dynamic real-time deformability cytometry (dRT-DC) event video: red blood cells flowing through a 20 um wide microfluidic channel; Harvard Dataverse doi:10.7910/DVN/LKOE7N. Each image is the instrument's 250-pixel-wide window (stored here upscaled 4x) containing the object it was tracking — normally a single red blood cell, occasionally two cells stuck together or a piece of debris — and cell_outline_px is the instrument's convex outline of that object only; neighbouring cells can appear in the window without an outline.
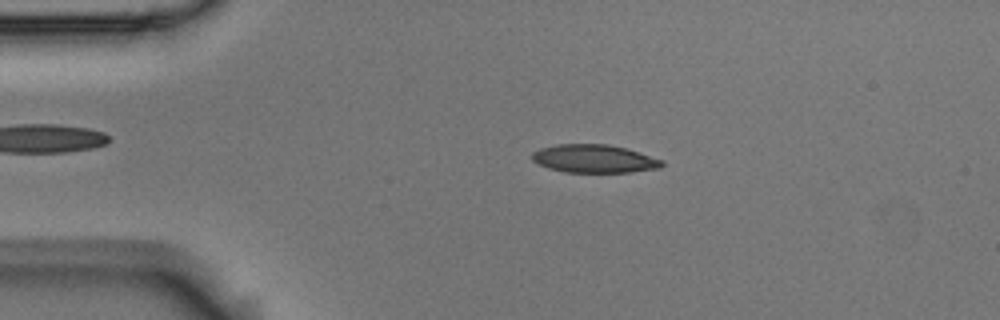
{"species": "Egyptian fruit bat (a non-hibernating species)", "species_latin": "Rousettus aegyptiacus", "temperature_condition": "room temperature", "stored_images_in_passage": 53, "camera_frame_rate_fps": 3000, "um_per_image_px": 0.085, "animal": {"sex": "male"}, "frame": {"image": 1, "passage_image": 10, "time_ms": 3.0, "image_size_px": [1000, 320], "cell_outline_px": [[664, 164], [660, 168], [632, 172], [564, 172], [548, 168], [532, 160], [532, 152], [540, 148], [556, 144], [608, 144], [624, 148], [664, 160]], "centroid_in_image_um": [50.5, 13.49], "position_along_channel_um": 34.5, "area_um2": 21.27}}
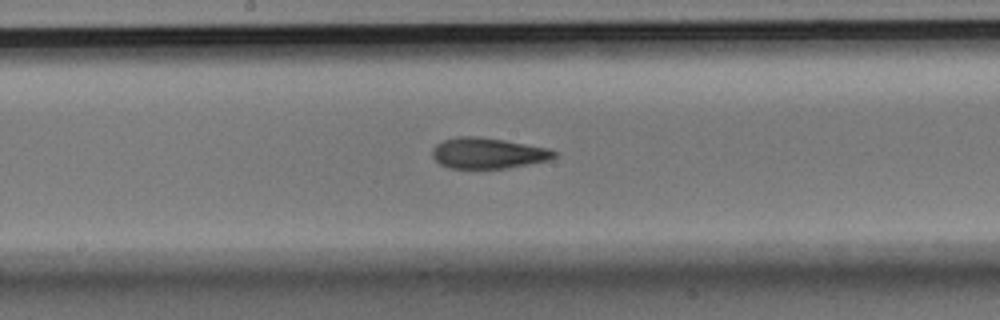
{"frame": {"image": 2, "passage_image": 27, "time_ms": 8.667, "image_size_px": [1000, 320], "cell_outline_px": [[556, 156], [548, 160], [508, 168], [448, 168], [440, 164], [432, 156], [432, 148], [436, 144], [444, 140], [456, 136], [480, 136], [504, 140], [548, 148], [556, 152]], "centroid_in_image_um": [41.44, 13.01], "position_along_channel_um": 206.8, "area_um2": 21.85}}
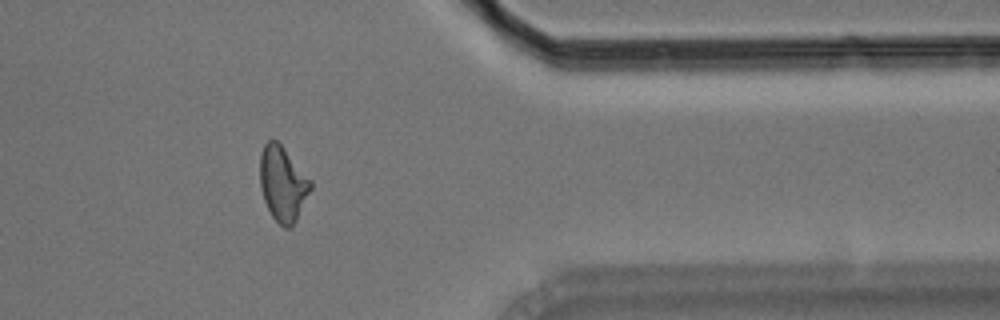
{"frame": {"image": 3, "passage_image": 43, "time_ms": 14.0, "image_size_px": [1000, 320], "cell_outline_px": [[312, 188], [296, 220], [288, 228], [284, 228], [272, 216], [264, 200], [260, 184], [260, 152], [264, 144], [268, 140], [276, 140], [284, 148], [312, 180]], "centroid_in_image_um": [24.04, 15.59], "position_along_channel_um": 387.4, "area_um2": 21.96}, "authors_computed_cell_mechanics": {"area_um2": 21.7906, "velocity_mm_per_s": 3.7011, "shape_relaxation_time_tau1_ms": 7.7635, "shape_relaxation_time_tau2_ms": 2.614, "deformation_change_tau1": 0.2003, "deformation_change_tau2": 0.1025}}